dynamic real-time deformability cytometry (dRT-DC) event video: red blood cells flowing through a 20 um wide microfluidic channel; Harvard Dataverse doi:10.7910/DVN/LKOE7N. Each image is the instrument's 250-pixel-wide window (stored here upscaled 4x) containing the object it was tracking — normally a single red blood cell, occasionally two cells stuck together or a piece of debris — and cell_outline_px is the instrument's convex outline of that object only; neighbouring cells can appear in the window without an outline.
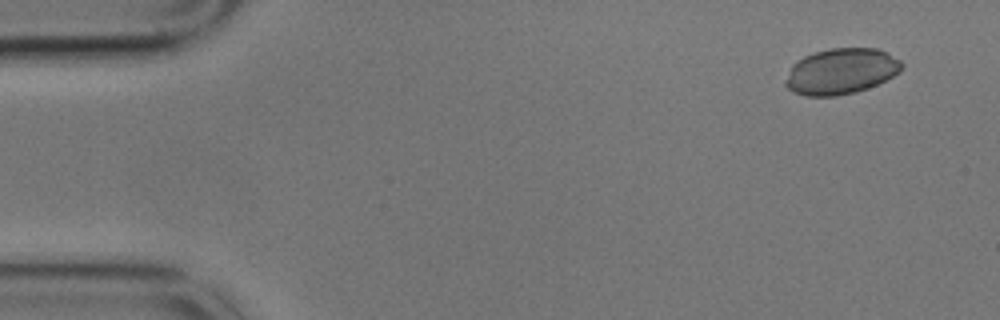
{"species": "common noctule bat (a hibernating species)", "species_latin": "Nyctalus noctula", "temperature_condition": "cold", "stored_images_in_passage": 56, "camera_frame_rate_fps": 3000, "um_per_image_px": 0.085, "animal": {"sex": "male", "body_mass_g": 17.9}, "frame": {"image": 1, "passage_image": 1, "time_ms": 0.0, "image_size_px": [1000, 320], "cell_outline_px": [[904, 68], [900, 72], [868, 88], [836, 96], [804, 96], [792, 92], [784, 84], [784, 80], [792, 64], [796, 60], [804, 56], [816, 52], [832, 48], [876, 48], [888, 52], [900, 60], [904, 64]], "centroid_in_image_um": [71.47, 6.06], "position_along_channel_um": 13.5, "area_um2": 31.21}}